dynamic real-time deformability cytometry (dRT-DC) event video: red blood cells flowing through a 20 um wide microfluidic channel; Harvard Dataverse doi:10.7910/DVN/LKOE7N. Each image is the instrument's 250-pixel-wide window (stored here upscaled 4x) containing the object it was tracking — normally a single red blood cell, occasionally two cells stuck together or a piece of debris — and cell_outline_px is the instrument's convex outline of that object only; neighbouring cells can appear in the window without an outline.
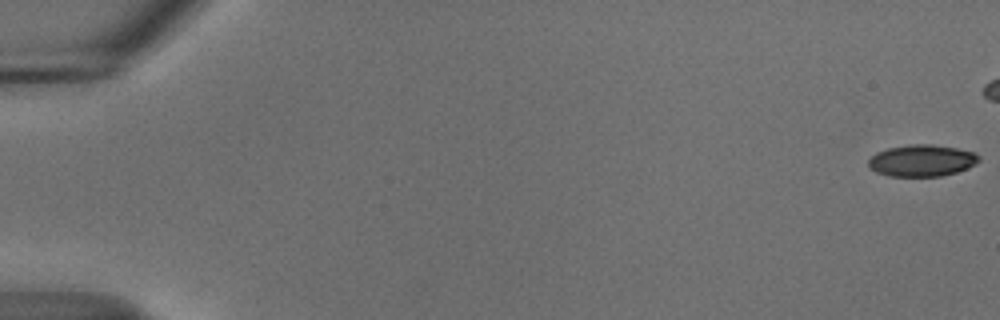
{"species": "common noctule bat (a hibernating species)", "species_latin": "Nyctalus noctula", "temperature_condition": "cold", "stored_images_in_passage": 8, "camera_frame_rate_fps": 3000, "um_per_image_px": 0.085, "animal": {"sex": "male", "body_mass_g": 18.8}, "frame": {"image": 1, "passage_image": 1, "time_ms": 0.0, "image_size_px": [1000, 320], "cell_outline_px": [[980, 160], [968, 168], [956, 172], [940, 176], [888, 176], [876, 172], [868, 168], [868, 160], [876, 152], [888, 148], [912, 144], [932, 144], [956, 148], [972, 152], [980, 156]], "centroid_in_image_um": [78.32, 13.65], "position_along_channel_um": 6.7, "area_um2": 20.4}}